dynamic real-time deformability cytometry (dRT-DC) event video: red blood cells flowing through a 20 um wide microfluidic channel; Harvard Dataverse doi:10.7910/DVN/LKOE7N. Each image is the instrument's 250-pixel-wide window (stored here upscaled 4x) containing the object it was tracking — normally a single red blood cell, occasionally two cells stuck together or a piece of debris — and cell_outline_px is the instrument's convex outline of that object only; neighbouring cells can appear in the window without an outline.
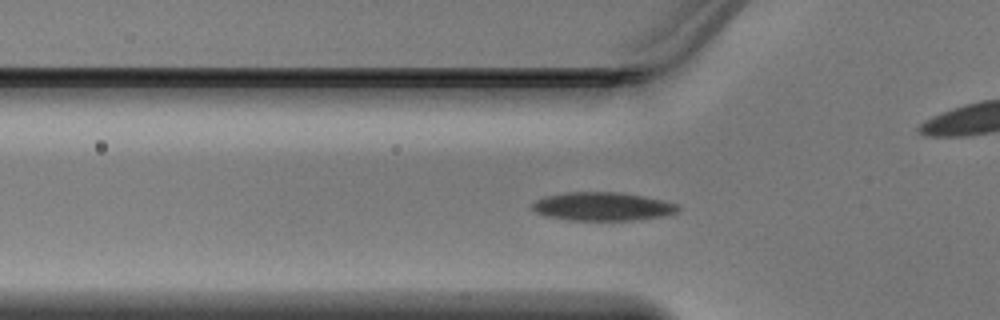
{"species": "Egyptian fruit bat (a non-hibernating species)", "species_latin": "Rousettus aegyptiacus", "temperature_condition": "warm", "stored_images_in_passage": 36, "camera_frame_rate_fps": 3000, "um_per_image_px": 0.085, "animal": {"sex": "male"}, "frame": {"image": 1, "passage_image": 4, "time_ms": 1.0, "image_size_px": [1000, 320], "cell_outline_px": [[680, 208], [676, 212], [664, 216], [632, 220], [568, 220], [544, 216], [536, 212], [532, 208], [532, 204], [536, 200], [544, 196], [568, 192], [620, 192], [644, 196], [676, 204]], "centroid_in_image_um": [51.17, 17.55], "position_along_channel_um": 74.6, "area_um2": 24.1}}
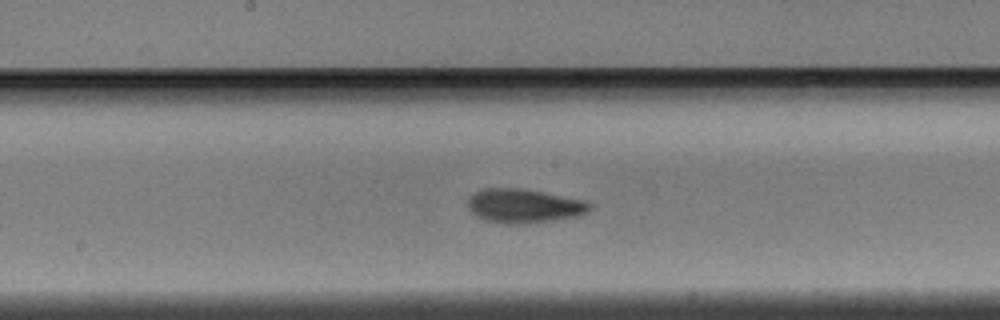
{"frame": {"image": 2, "passage_image": 13, "time_ms": 4.0, "image_size_px": [1000, 320], "cell_outline_px": [[592, 208], [588, 212], [580, 216], [524, 224], [504, 224], [484, 220], [476, 216], [468, 208], [468, 196], [484, 188], [520, 188], [584, 200], [592, 204]], "centroid_in_image_um": [44.53, 17.51], "position_along_channel_um": 203.7, "area_um2": 24.28}}
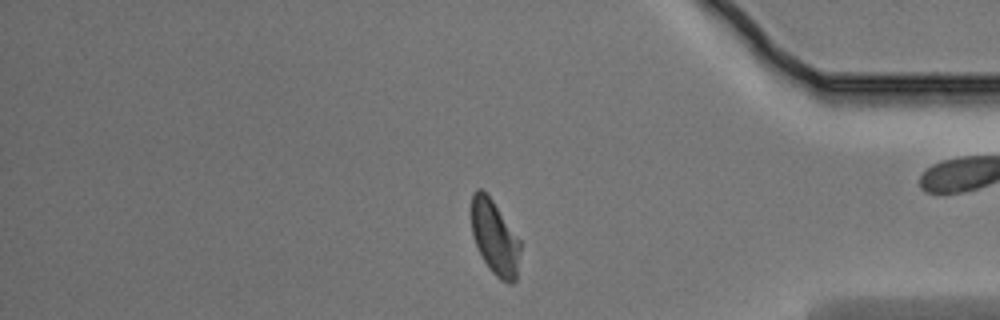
{"frame": {"image": 3, "passage_image": 28, "time_ms": 9.0, "image_size_px": [1000, 320], "cell_outline_px": [[520, 248], [516, 280], [512, 284], [508, 284], [500, 280], [492, 272], [484, 260], [472, 236], [472, 192], [476, 188], [480, 188], [492, 200], [520, 240]], "centroid_in_image_um": [42.06, 20.22], "position_along_channel_um": 393.1, "area_um2": 20.87}}